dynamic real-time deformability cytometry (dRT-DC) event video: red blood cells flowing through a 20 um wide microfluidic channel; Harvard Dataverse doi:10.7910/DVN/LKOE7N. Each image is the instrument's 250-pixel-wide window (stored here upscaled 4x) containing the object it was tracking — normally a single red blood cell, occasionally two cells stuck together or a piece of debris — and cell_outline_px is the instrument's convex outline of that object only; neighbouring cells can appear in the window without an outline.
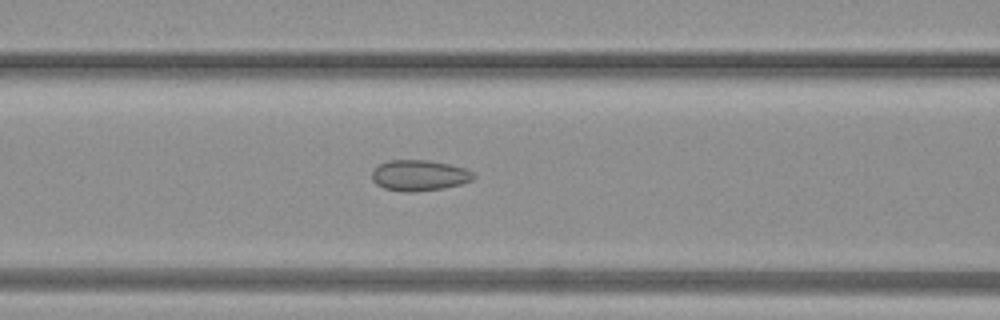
{"species": "common noctule bat (a hibernating species)", "species_latin": "Nyctalus noctula", "temperature_condition": "warm", "stored_images_in_passage": 36, "camera_frame_rate_fps": 3000, "um_per_image_px": 0.085, "animal": {"sex": "female", "body_mass_g": 19.3, "forearm_length_mm": 54.1}, "frame": {"image": 1, "passage_image": 17, "time_ms": 5.333, "image_size_px": [1000, 320], "cell_outline_px": [[476, 176], [472, 180], [460, 184], [444, 188], [408, 192], [404, 192], [384, 188], [376, 184], [372, 180], [372, 172], [380, 164], [388, 160], [428, 160], [448, 164], [464, 168], [472, 172]], "centroid_in_image_um": [35.63, 14.91], "position_along_channel_um": 131.0, "area_um2": 18.09}}
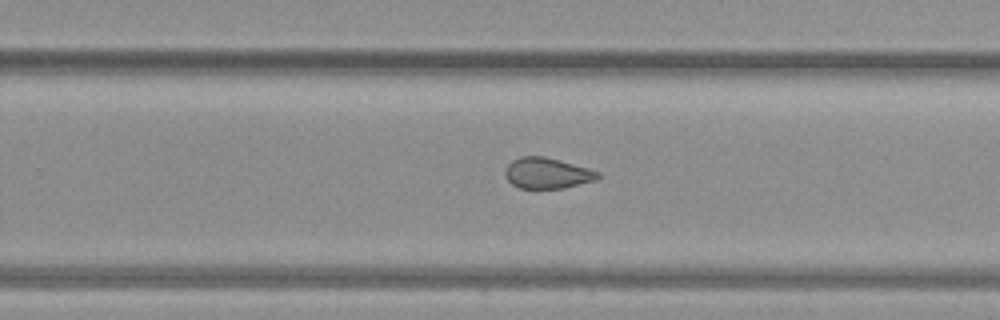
{"frame": {"image": 2, "passage_image": 26, "time_ms": 8.333, "image_size_px": [1000, 320], "cell_outline_px": [[600, 176], [596, 180], [564, 188], [520, 188], [512, 184], [504, 176], [504, 168], [512, 160], [520, 156], [544, 156], [588, 168], [600, 172]], "centroid_in_image_um": [46.48, 14.71], "position_along_channel_um": 283.3, "area_um2": 16.7}}
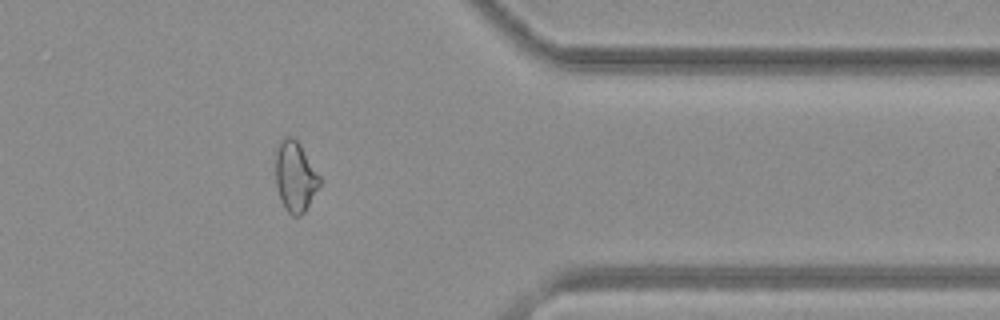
{"frame": {"image": 3, "passage_image": 33, "time_ms": 10.667, "image_size_px": [1000, 320], "cell_outline_px": [[320, 184], [304, 212], [300, 216], [292, 216], [284, 208], [280, 200], [276, 184], [276, 148], [280, 140], [284, 136], [292, 136], [300, 144], [320, 176]], "centroid_in_image_um": [25.07, 15.0], "position_along_channel_um": 386.3, "area_um2": 18.03}}